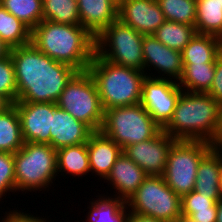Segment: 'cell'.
Instances as JSON below:
<instances>
[{"instance_id": "obj_1", "label": "cell", "mask_w": 222, "mask_h": 222, "mask_svg": "<svg viewBox=\"0 0 222 222\" xmlns=\"http://www.w3.org/2000/svg\"><path fill=\"white\" fill-rule=\"evenodd\" d=\"M17 85L16 102L56 103L78 72L39 51L32 43L11 48Z\"/></svg>"}, {"instance_id": "obj_2", "label": "cell", "mask_w": 222, "mask_h": 222, "mask_svg": "<svg viewBox=\"0 0 222 222\" xmlns=\"http://www.w3.org/2000/svg\"><path fill=\"white\" fill-rule=\"evenodd\" d=\"M31 43L53 60L87 71L96 52L95 37L81 25L42 20L31 30Z\"/></svg>"}, {"instance_id": "obj_3", "label": "cell", "mask_w": 222, "mask_h": 222, "mask_svg": "<svg viewBox=\"0 0 222 222\" xmlns=\"http://www.w3.org/2000/svg\"><path fill=\"white\" fill-rule=\"evenodd\" d=\"M220 107L208 93L183 91L172 119L162 130L176 140L206 141L218 146Z\"/></svg>"}, {"instance_id": "obj_4", "label": "cell", "mask_w": 222, "mask_h": 222, "mask_svg": "<svg viewBox=\"0 0 222 222\" xmlns=\"http://www.w3.org/2000/svg\"><path fill=\"white\" fill-rule=\"evenodd\" d=\"M88 71L95 80L104 111L140 103L144 71L116 65L96 52Z\"/></svg>"}, {"instance_id": "obj_5", "label": "cell", "mask_w": 222, "mask_h": 222, "mask_svg": "<svg viewBox=\"0 0 222 222\" xmlns=\"http://www.w3.org/2000/svg\"><path fill=\"white\" fill-rule=\"evenodd\" d=\"M14 170L16 193L25 195L55 190L54 181L58 177L56 149L49 144L24 142L14 154Z\"/></svg>"}, {"instance_id": "obj_6", "label": "cell", "mask_w": 222, "mask_h": 222, "mask_svg": "<svg viewBox=\"0 0 222 222\" xmlns=\"http://www.w3.org/2000/svg\"><path fill=\"white\" fill-rule=\"evenodd\" d=\"M161 129L138 103L105 110L100 131L123 150L127 146L153 138Z\"/></svg>"}, {"instance_id": "obj_7", "label": "cell", "mask_w": 222, "mask_h": 222, "mask_svg": "<svg viewBox=\"0 0 222 222\" xmlns=\"http://www.w3.org/2000/svg\"><path fill=\"white\" fill-rule=\"evenodd\" d=\"M56 105L86 124L93 132L101 130L104 110L95 80L89 71L77 72L66 84Z\"/></svg>"}, {"instance_id": "obj_8", "label": "cell", "mask_w": 222, "mask_h": 222, "mask_svg": "<svg viewBox=\"0 0 222 222\" xmlns=\"http://www.w3.org/2000/svg\"><path fill=\"white\" fill-rule=\"evenodd\" d=\"M143 38L117 19L95 37L96 53L116 65L144 71Z\"/></svg>"}, {"instance_id": "obj_9", "label": "cell", "mask_w": 222, "mask_h": 222, "mask_svg": "<svg viewBox=\"0 0 222 222\" xmlns=\"http://www.w3.org/2000/svg\"><path fill=\"white\" fill-rule=\"evenodd\" d=\"M214 146L206 141L188 140H177L172 145L162 176L180 198L194 190L198 165Z\"/></svg>"}, {"instance_id": "obj_10", "label": "cell", "mask_w": 222, "mask_h": 222, "mask_svg": "<svg viewBox=\"0 0 222 222\" xmlns=\"http://www.w3.org/2000/svg\"><path fill=\"white\" fill-rule=\"evenodd\" d=\"M126 204L133 213L164 222H175L181 215V198L159 175H148Z\"/></svg>"}, {"instance_id": "obj_11", "label": "cell", "mask_w": 222, "mask_h": 222, "mask_svg": "<svg viewBox=\"0 0 222 222\" xmlns=\"http://www.w3.org/2000/svg\"><path fill=\"white\" fill-rule=\"evenodd\" d=\"M182 92L183 89L176 81L146 76L142 83L140 104L163 129L172 119Z\"/></svg>"}, {"instance_id": "obj_12", "label": "cell", "mask_w": 222, "mask_h": 222, "mask_svg": "<svg viewBox=\"0 0 222 222\" xmlns=\"http://www.w3.org/2000/svg\"><path fill=\"white\" fill-rule=\"evenodd\" d=\"M142 50L147 77L180 80L183 73L182 52L165 46L154 35H144Z\"/></svg>"}, {"instance_id": "obj_13", "label": "cell", "mask_w": 222, "mask_h": 222, "mask_svg": "<svg viewBox=\"0 0 222 222\" xmlns=\"http://www.w3.org/2000/svg\"><path fill=\"white\" fill-rule=\"evenodd\" d=\"M177 140L162 129L151 139L125 147L124 152L148 175L164 174L168 154Z\"/></svg>"}, {"instance_id": "obj_14", "label": "cell", "mask_w": 222, "mask_h": 222, "mask_svg": "<svg viewBox=\"0 0 222 222\" xmlns=\"http://www.w3.org/2000/svg\"><path fill=\"white\" fill-rule=\"evenodd\" d=\"M24 142L50 145L53 103L15 102Z\"/></svg>"}, {"instance_id": "obj_15", "label": "cell", "mask_w": 222, "mask_h": 222, "mask_svg": "<svg viewBox=\"0 0 222 222\" xmlns=\"http://www.w3.org/2000/svg\"><path fill=\"white\" fill-rule=\"evenodd\" d=\"M118 19L143 35H153L166 21L156 0H122Z\"/></svg>"}, {"instance_id": "obj_16", "label": "cell", "mask_w": 222, "mask_h": 222, "mask_svg": "<svg viewBox=\"0 0 222 222\" xmlns=\"http://www.w3.org/2000/svg\"><path fill=\"white\" fill-rule=\"evenodd\" d=\"M93 131L67 111L53 103L50 145L54 149L87 143Z\"/></svg>"}, {"instance_id": "obj_17", "label": "cell", "mask_w": 222, "mask_h": 222, "mask_svg": "<svg viewBox=\"0 0 222 222\" xmlns=\"http://www.w3.org/2000/svg\"><path fill=\"white\" fill-rule=\"evenodd\" d=\"M148 174L132 161L124 152H122L109 175L104 180L107 185H111L109 191L114 190L113 197L122 198L125 201L133 195L138 187L143 183ZM107 180V181H106Z\"/></svg>"}, {"instance_id": "obj_18", "label": "cell", "mask_w": 222, "mask_h": 222, "mask_svg": "<svg viewBox=\"0 0 222 222\" xmlns=\"http://www.w3.org/2000/svg\"><path fill=\"white\" fill-rule=\"evenodd\" d=\"M90 172L97 180L106 179L122 148L101 131L93 132L87 142ZM95 174V175H94Z\"/></svg>"}, {"instance_id": "obj_19", "label": "cell", "mask_w": 222, "mask_h": 222, "mask_svg": "<svg viewBox=\"0 0 222 222\" xmlns=\"http://www.w3.org/2000/svg\"><path fill=\"white\" fill-rule=\"evenodd\" d=\"M78 12L81 26L97 37L118 19V4L114 0H80Z\"/></svg>"}, {"instance_id": "obj_20", "label": "cell", "mask_w": 222, "mask_h": 222, "mask_svg": "<svg viewBox=\"0 0 222 222\" xmlns=\"http://www.w3.org/2000/svg\"><path fill=\"white\" fill-rule=\"evenodd\" d=\"M221 168V146H214L200 161L194 191L217 202L222 196L219 187Z\"/></svg>"}, {"instance_id": "obj_21", "label": "cell", "mask_w": 222, "mask_h": 222, "mask_svg": "<svg viewBox=\"0 0 222 222\" xmlns=\"http://www.w3.org/2000/svg\"><path fill=\"white\" fill-rule=\"evenodd\" d=\"M107 194V195H106ZM101 193L96 198L89 201L86 214L84 218L86 222H128L130 210L126 201L122 198L113 197ZM98 197V198H97ZM82 222L84 220L81 219Z\"/></svg>"}, {"instance_id": "obj_22", "label": "cell", "mask_w": 222, "mask_h": 222, "mask_svg": "<svg viewBox=\"0 0 222 222\" xmlns=\"http://www.w3.org/2000/svg\"><path fill=\"white\" fill-rule=\"evenodd\" d=\"M221 54V38L196 33L182 50V62L183 64L216 63Z\"/></svg>"}, {"instance_id": "obj_23", "label": "cell", "mask_w": 222, "mask_h": 222, "mask_svg": "<svg viewBox=\"0 0 222 222\" xmlns=\"http://www.w3.org/2000/svg\"><path fill=\"white\" fill-rule=\"evenodd\" d=\"M56 152L58 178H61L59 176L66 177L67 175L70 177L71 175L73 179L74 177L79 179L90 174L87 143L65 146L57 149Z\"/></svg>"}, {"instance_id": "obj_24", "label": "cell", "mask_w": 222, "mask_h": 222, "mask_svg": "<svg viewBox=\"0 0 222 222\" xmlns=\"http://www.w3.org/2000/svg\"><path fill=\"white\" fill-rule=\"evenodd\" d=\"M195 30L222 39V0H196Z\"/></svg>"}, {"instance_id": "obj_25", "label": "cell", "mask_w": 222, "mask_h": 222, "mask_svg": "<svg viewBox=\"0 0 222 222\" xmlns=\"http://www.w3.org/2000/svg\"><path fill=\"white\" fill-rule=\"evenodd\" d=\"M23 144L19 114L11 104L0 112V151L15 154Z\"/></svg>"}, {"instance_id": "obj_26", "label": "cell", "mask_w": 222, "mask_h": 222, "mask_svg": "<svg viewBox=\"0 0 222 222\" xmlns=\"http://www.w3.org/2000/svg\"><path fill=\"white\" fill-rule=\"evenodd\" d=\"M215 75V63L183 64L178 85L186 92L207 93Z\"/></svg>"}, {"instance_id": "obj_27", "label": "cell", "mask_w": 222, "mask_h": 222, "mask_svg": "<svg viewBox=\"0 0 222 222\" xmlns=\"http://www.w3.org/2000/svg\"><path fill=\"white\" fill-rule=\"evenodd\" d=\"M0 38L15 48L31 43V29L0 5Z\"/></svg>"}, {"instance_id": "obj_28", "label": "cell", "mask_w": 222, "mask_h": 222, "mask_svg": "<svg viewBox=\"0 0 222 222\" xmlns=\"http://www.w3.org/2000/svg\"><path fill=\"white\" fill-rule=\"evenodd\" d=\"M195 34L196 30L192 25L165 21L153 35L165 46L182 52Z\"/></svg>"}, {"instance_id": "obj_29", "label": "cell", "mask_w": 222, "mask_h": 222, "mask_svg": "<svg viewBox=\"0 0 222 222\" xmlns=\"http://www.w3.org/2000/svg\"><path fill=\"white\" fill-rule=\"evenodd\" d=\"M43 20L81 25L78 3L71 0H42Z\"/></svg>"}, {"instance_id": "obj_30", "label": "cell", "mask_w": 222, "mask_h": 222, "mask_svg": "<svg viewBox=\"0 0 222 222\" xmlns=\"http://www.w3.org/2000/svg\"><path fill=\"white\" fill-rule=\"evenodd\" d=\"M0 5L31 30L43 20L42 0H0Z\"/></svg>"}, {"instance_id": "obj_31", "label": "cell", "mask_w": 222, "mask_h": 222, "mask_svg": "<svg viewBox=\"0 0 222 222\" xmlns=\"http://www.w3.org/2000/svg\"><path fill=\"white\" fill-rule=\"evenodd\" d=\"M165 20L192 25L196 22V0H156Z\"/></svg>"}, {"instance_id": "obj_32", "label": "cell", "mask_w": 222, "mask_h": 222, "mask_svg": "<svg viewBox=\"0 0 222 222\" xmlns=\"http://www.w3.org/2000/svg\"><path fill=\"white\" fill-rule=\"evenodd\" d=\"M0 94L11 104L17 101L15 68L10 54L0 59Z\"/></svg>"}, {"instance_id": "obj_33", "label": "cell", "mask_w": 222, "mask_h": 222, "mask_svg": "<svg viewBox=\"0 0 222 222\" xmlns=\"http://www.w3.org/2000/svg\"><path fill=\"white\" fill-rule=\"evenodd\" d=\"M10 192L16 193L14 154L0 151V204Z\"/></svg>"}, {"instance_id": "obj_34", "label": "cell", "mask_w": 222, "mask_h": 222, "mask_svg": "<svg viewBox=\"0 0 222 222\" xmlns=\"http://www.w3.org/2000/svg\"><path fill=\"white\" fill-rule=\"evenodd\" d=\"M214 203L215 201L209 198V196L193 190L181 198V213H196L197 211L210 210Z\"/></svg>"}, {"instance_id": "obj_35", "label": "cell", "mask_w": 222, "mask_h": 222, "mask_svg": "<svg viewBox=\"0 0 222 222\" xmlns=\"http://www.w3.org/2000/svg\"><path fill=\"white\" fill-rule=\"evenodd\" d=\"M8 210L10 211H5L4 217H0V222H53L52 219L50 220L48 216L46 217H40L38 215H34L35 213L33 212V214L28 212H24V209H13L11 210V208L9 209V207L7 206ZM2 218V219H1Z\"/></svg>"}, {"instance_id": "obj_36", "label": "cell", "mask_w": 222, "mask_h": 222, "mask_svg": "<svg viewBox=\"0 0 222 222\" xmlns=\"http://www.w3.org/2000/svg\"><path fill=\"white\" fill-rule=\"evenodd\" d=\"M222 106V54L215 63V75L210 90L207 92Z\"/></svg>"}, {"instance_id": "obj_37", "label": "cell", "mask_w": 222, "mask_h": 222, "mask_svg": "<svg viewBox=\"0 0 222 222\" xmlns=\"http://www.w3.org/2000/svg\"><path fill=\"white\" fill-rule=\"evenodd\" d=\"M191 216L197 222H216L217 202H215L210 210L197 211L196 213H181Z\"/></svg>"}, {"instance_id": "obj_38", "label": "cell", "mask_w": 222, "mask_h": 222, "mask_svg": "<svg viewBox=\"0 0 222 222\" xmlns=\"http://www.w3.org/2000/svg\"><path fill=\"white\" fill-rule=\"evenodd\" d=\"M128 222H164V221L156 219L154 217L133 213L130 211Z\"/></svg>"}, {"instance_id": "obj_39", "label": "cell", "mask_w": 222, "mask_h": 222, "mask_svg": "<svg viewBox=\"0 0 222 222\" xmlns=\"http://www.w3.org/2000/svg\"><path fill=\"white\" fill-rule=\"evenodd\" d=\"M11 48L0 38V59L10 54Z\"/></svg>"}, {"instance_id": "obj_40", "label": "cell", "mask_w": 222, "mask_h": 222, "mask_svg": "<svg viewBox=\"0 0 222 222\" xmlns=\"http://www.w3.org/2000/svg\"><path fill=\"white\" fill-rule=\"evenodd\" d=\"M218 146H222V106L220 107V120L218 130Z\"/></svg>"}, {"instance_id": "obj_41", "label": "cell", "mask_w": 222, "mask_h": 222, "mask_svg": "<svg viewBox=\"0 0 222 222\" xmlns=\"http://www.w3.org/2000/svg\"><path fill=\"white\" fill-rule=\"evenodd\" d=\"M216 222H222V197L217 201Z\"/></svg>"}, {"instance_id": "obj_42", "label": "cell", "mask_w": 222, "mask_h": 222, "mask_svg": "<svg viewBox=\"0 0 222 222\" xmlns=\"http://www.w3.org/2000/svg\"><path fill=\"white\" fill-rule=\"evenodd\" d=\"M11 103L0 94V112L6 109L8 106H10Z\"/></svg>"}, {"instance_id": "obj_43", "label": "cell", "mask_w": 222, "mask_h": 222, "mask_svg": "<svg viewBox=\"0 0 222 222\" xmlns=\"http://www.w3.org/2000/svg\"><path fill=\"white\" fill-rule=\"evenodd\" d=\"M175 222H197L191 216L181 214Z\"/></svg>"}, {"instance_id": "obj_44", "label": "cell", "mask_w": 222, "mask_h": 222, "mask_svg": "<svg viewBox=\"0 0 222 222\" xmlns=\"http://www.w3.org/2000/svg\"><path fill=\"white\" fill-rule=\"evenodd\" d=\"M219 187H220V193L222 196V146H221V168H220V174H219Z\"/></svg>"}, {"instance_id": "obj_45", "label": "cell", "mask_w": 222, "mask_h": 222, "mask_svg": "<svg viewBox=\"0 0 222 222\" xmlns=\"http://www.w3.org/2000/svg\"><path fill=\"white\" fill-rule=\"evenodd\" d=\"M117 4H119L122 0H114Z\"/></svg>"}]
</instances>
